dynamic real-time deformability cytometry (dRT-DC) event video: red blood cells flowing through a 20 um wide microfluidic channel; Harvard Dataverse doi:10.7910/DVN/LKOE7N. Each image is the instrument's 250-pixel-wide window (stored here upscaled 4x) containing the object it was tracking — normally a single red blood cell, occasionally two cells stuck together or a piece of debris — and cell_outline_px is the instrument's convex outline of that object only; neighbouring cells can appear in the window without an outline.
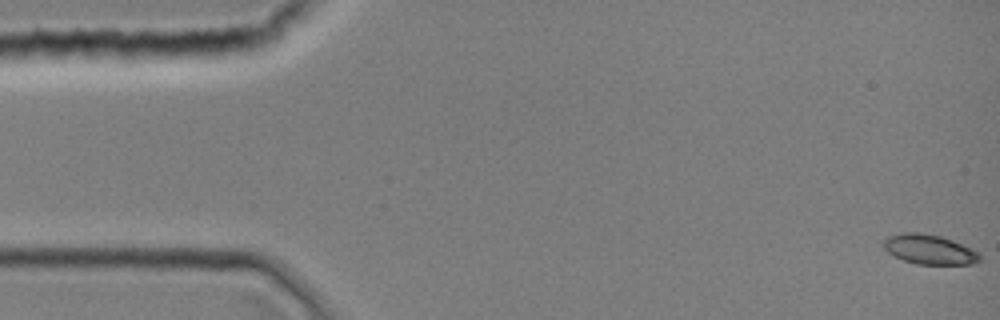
{"species": "common noctule bat (a hibernating species)", "species_latin": "Nyctalus noctula", "temperature_condition": "room temperature", "stored_images_in_passage": 3, "camera_frame_rate_fps": 3000, "um_per_image_px": 0.085, "animal": {"sex": "female", "body_mass_g": 19.0, "forearm_length_mm": 51.5}, "frame": {"image": 1, "passage_image": 1, "time_ms": 0.0, "image_size_px": [1000, 320], "cell_outline_px": [[980, 260], [972, 264], [916, 264], [904, 260], [888, 252], [884, 248], [884, 240], [888, 236], [904, 232], [920, 232], [940, 236], [952, 240], [976, 252], [980, 256]], "centroid_in_image_um": [78.96, 21.19], "position_along_channel_um": 6.0, "area_um2": 16.3}}